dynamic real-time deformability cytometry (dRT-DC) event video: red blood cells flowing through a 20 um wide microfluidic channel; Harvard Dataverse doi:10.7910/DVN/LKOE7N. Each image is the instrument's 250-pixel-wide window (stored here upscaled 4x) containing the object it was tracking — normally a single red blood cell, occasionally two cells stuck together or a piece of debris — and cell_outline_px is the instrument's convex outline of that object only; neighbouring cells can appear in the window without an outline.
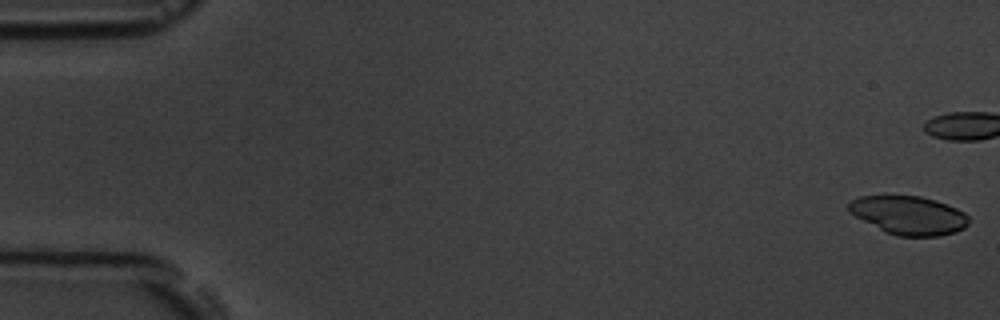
{"species": "common noctule bat (a hibernating species)", "species_latin": "Nyctalus noctula", "temperature_condition": "room temperature", "stored_images_in_passage": 43, "camera_frame_rate_fps": 3000, "um_per_image_px": 0.085, "animal": {"sex": "male", "body_mass_g": 19.5, "forearm_length_mm": 54.6}, "frame": {"image": 1, "passage_image": 1, "time_ms": 0.0, "image_size_px": [1000, 320], "cell_outline_px": [[968, 224], [964, 228], [956, 232], [940, 236], [896, 236], [884, 232], [848, 212], [848, 204], [852, 200], [860, 196], [920, 196], [936, 200], [956, 208], [964, 212], [968, 216]], "centroid_in_image_um": [77.24, 18.31], "position_along_channel_um": 7.8, "area_um2": 26.99}}